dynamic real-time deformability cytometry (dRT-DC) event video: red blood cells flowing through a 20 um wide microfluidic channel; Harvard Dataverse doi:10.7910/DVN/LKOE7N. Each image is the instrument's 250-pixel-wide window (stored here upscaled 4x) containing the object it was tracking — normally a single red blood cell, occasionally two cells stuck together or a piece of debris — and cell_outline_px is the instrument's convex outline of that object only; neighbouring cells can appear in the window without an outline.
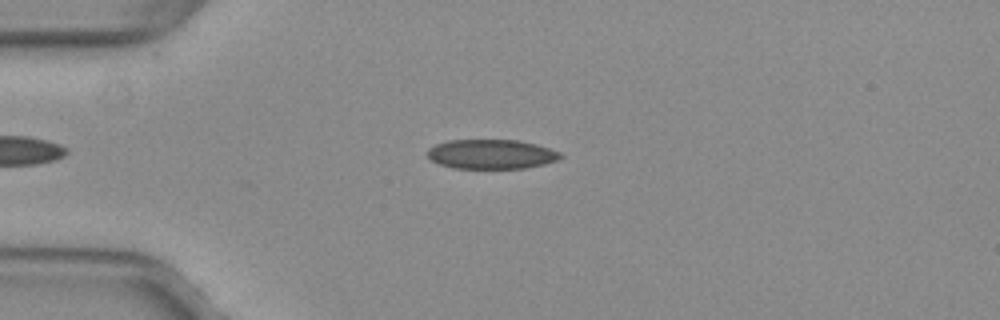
{"species": "common noctule bat (a hibernating species)", "species_latin": "Nyctalus noctula", "temperature_condition": "warm", "stored_images_in_passage": 36, "camera_frame_rate_fps": 3000, "um_per_image_px": 0.085, "animal": {"sex": "female", "body_mass_g": 29.2, "forearm_length_mm": 56.3}, "frame": {"image": 1, "passage_image": 2, "time_ms": 0.333, "image_size_px": [1000, 320], "cell_outline_px": [[564, 156], [556, 160], [544, 164], [524, 168], [452, 168], [440, 164], [432, 160], [428, 156], [428, 148], [436, 144], [448, 140], [520, 140], [536, 144], [560, 152]], "centroid_in_image_um": [41.76, 13.1], "position_along_channel_um": 43.2, "area_um2": 22.77}}
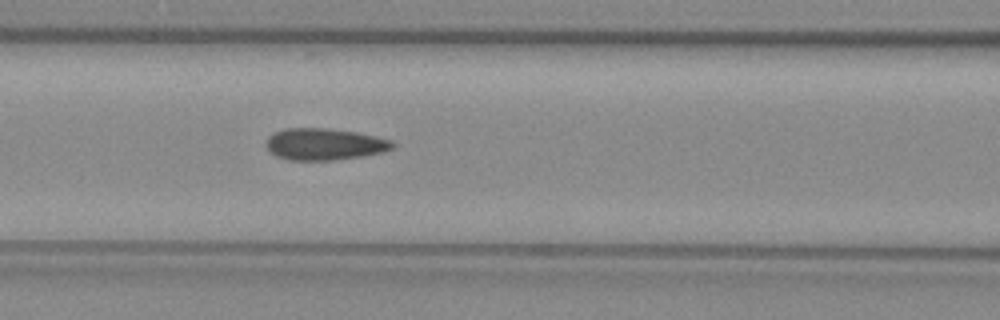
{"frame": {"image": 2, "passage_image": 11, "time_ms": 3.333, "image_size_px": [1000, 320], "cell_outline_px": [[396, 144], [392, 148], [384, 152], [360, 156], [332, 160], [288, 160], [276, 156], [268, 152], [264, 144], [268, 136], [272, 132], [284, 128], [324, 128], [356, 132], [392, 140]], "centroid_in_image_um": [27.51, 12.25], "position_along_channel_um": 139.1, "area_um2": 23.58}}
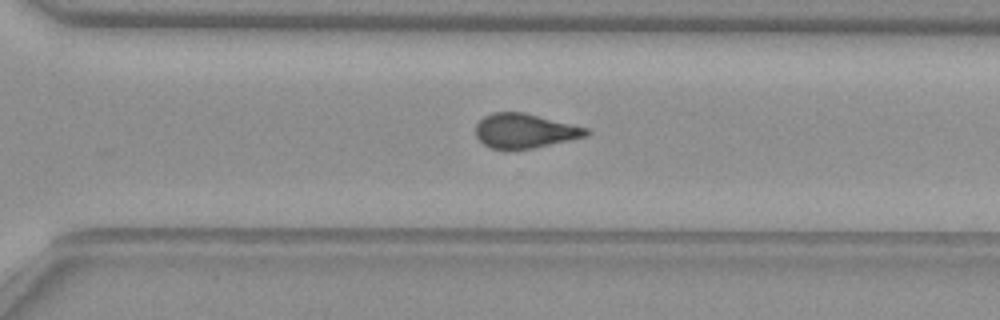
{"frame": {"image": 3, "passage_image": 25, "time_ms": 8.0, "image_size_px": [1000, 320], "cell_outline_px": [[588, 132], [584, 136], [568, 140], [532, 148], [504, 152], [488, 148], [476, 136], [476, 124], [484, 116], [492, 112], [524, 112], [588, 128]], "centroid_in_image_um": [44.52, 11.14], "position_along_channel_um": 326.1, "area_um2": 22.37}, "authors_computed_cell_mechanics": {"area_um2": 23.0044, "velocity_mm_per_s": 4.021, "shape_relaxation_time_tau1_ms": null, "shape_relaxation_time_tau2_ms": 1.195, "deformation_change_tau1": null, "deformation_change_tau2": 0.0614}}